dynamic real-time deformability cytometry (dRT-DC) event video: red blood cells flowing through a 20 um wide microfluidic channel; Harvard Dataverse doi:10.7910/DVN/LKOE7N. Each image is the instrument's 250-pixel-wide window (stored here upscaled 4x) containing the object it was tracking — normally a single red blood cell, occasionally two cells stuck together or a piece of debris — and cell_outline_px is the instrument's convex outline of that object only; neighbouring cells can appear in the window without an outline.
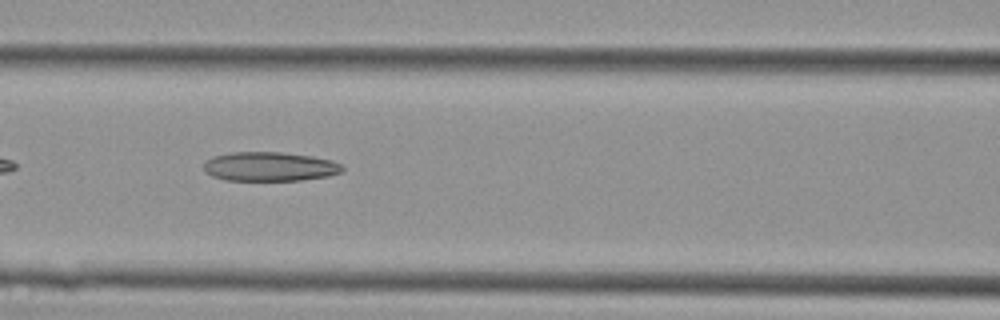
{"species": "Egyptian fruit bat (a non-hibernating species)", "species_latin": "Rousettus aegyptiacus", "temperature_condition": "cold", "stored_images_in_passage": 40, "camera_frame_rate_fps": 3000, "um_per_image_px": 0.085, "animal": {"sex": "female"}, "frame": {"image": 1, "passage_image": 18, "time_ms": 5.667, "image_size_px": [1000, 320], "cell_outline_px": [[344, 172], [328, 176], [300, 180], [224, 180], [212, 176], [204, 172], [204, 160], [212, 156], [232, 152], [280, 152], [312, 156], [332, 160], [340, 164], [344, 168]], "centroid_in_image_um": [22.9, 14.15], "position_along_channel_um": 143.7, "area_um2": 23.76}}
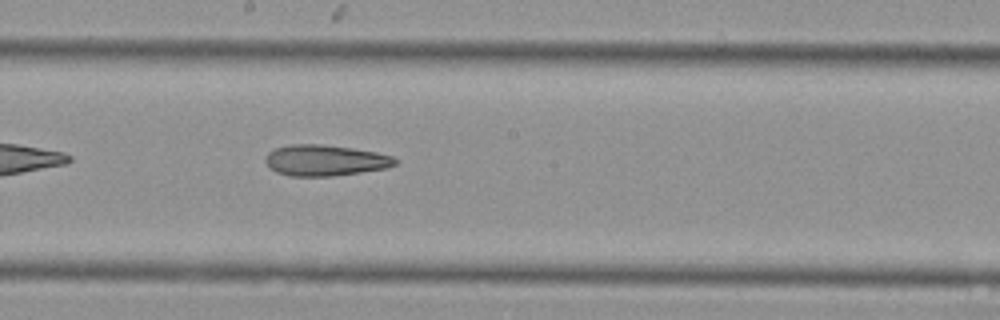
{"frame": {"image": 2, "passage_image": 23, "time_ms": 7.333, "image_size_px": [1000, 320], "cell_outline_px": [[400, 160], [396, 164], [388, 168], [332, 176], [292, 176], [276, 172], [264, 160], [264, 156], [268, 152], [276, 148], [292, 144], [320, 144], [352, 148], [376, 152], [392, 156]], "centroid_in_image_um": [27.66, 13.63], "position_along_channel_um": 220.5, "area_um2": 23.41}}
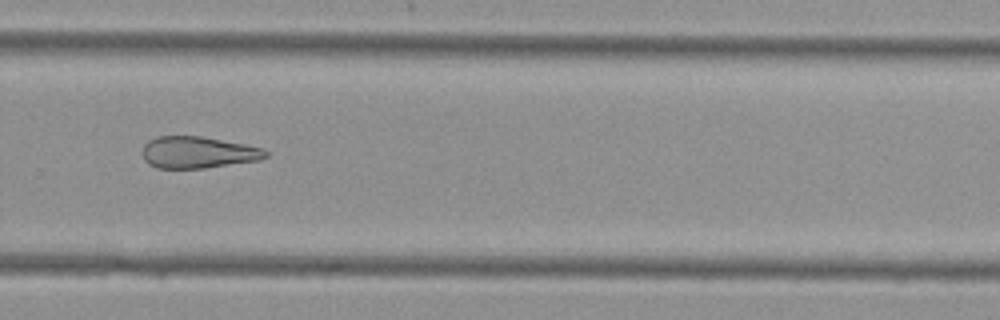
{"frame": {"image": 3, "passage_image": 29, "time_ms": 9.333, "image_size_px": [1000, 320], "cell_outline_px": [[268, 156], [260, 160], [204, 168], [156, 168], [148, 164], [144, 160], [144, 144], [148, 140], [156, 136], [200, 136], [244, 144], [260, 148], [268, 152]], "centroid_in_image_um": [16.81, 12.95], "position_along_channel_um": 313.0, "area_um2": 22.66}}